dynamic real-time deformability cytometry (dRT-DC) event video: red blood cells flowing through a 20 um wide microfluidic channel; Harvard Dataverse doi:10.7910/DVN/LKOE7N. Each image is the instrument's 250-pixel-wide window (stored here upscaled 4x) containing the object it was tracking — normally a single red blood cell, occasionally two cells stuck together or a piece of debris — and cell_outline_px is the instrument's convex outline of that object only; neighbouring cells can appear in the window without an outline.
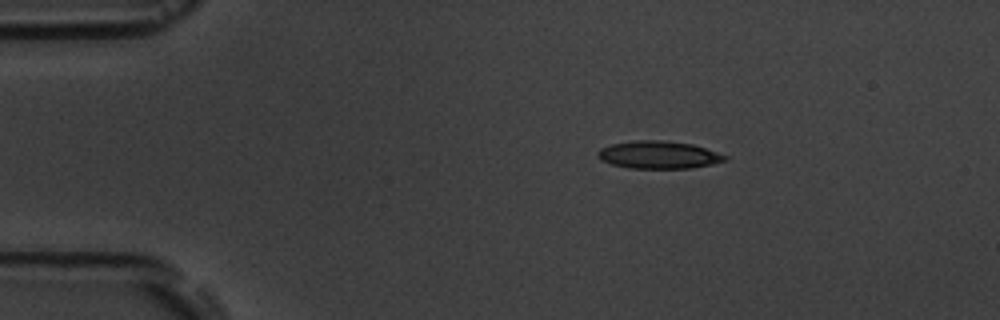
{"species": "common noctule bat (a hibernating species)", "species_latin": "Nyctalus noctula", "temperature_condition": "room temperature", "stored_images_in_passage": 5, "camera_frame_rate_fps": 3000, "um_per_image_px": 0.085, "animal": {"sex": "male", "body_mass_g": 19.5, "forearm_length_mm": 54.6}, "frame": {"image": 1, "passage_image": 1, "time_ms": 0.0, "image_size_px": [1000, 320], "cell_outline_px": [[728, 160], [712, 164], [692, 168], [628, 168], [612, 164], [600, 160], [596, 156], [596, 152], [600, 148], [612, 144], [636, 140], [656, 140], [692, 144], [728, 156]], "centroid_in_image_um": [55.95, 13.17], "position_along_channel_um": 29.0, "area_um2": 20.4}}
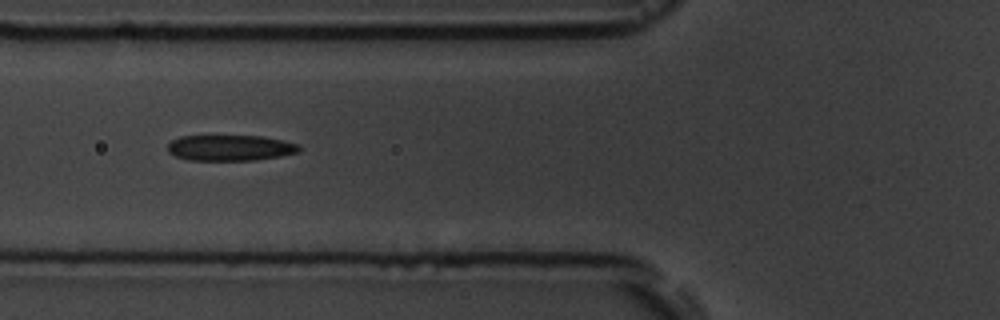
{"frame": {"image": 2, "passage_image": 4, "time_ms": 3.667, "image_size_px": [1000, 320], "cell_outline_px": [[300, 152], [280, 156], [256, 160], [188, 160], [176, 156], [168, 152], [168, 144], [172, 140], [180, 136], [264, 136], [284, 140], [300, 144]], "centroid_in_image_um": [19.6, 12.56], "position_along_channel_um": 106.2, "area_um2": 19.88}}
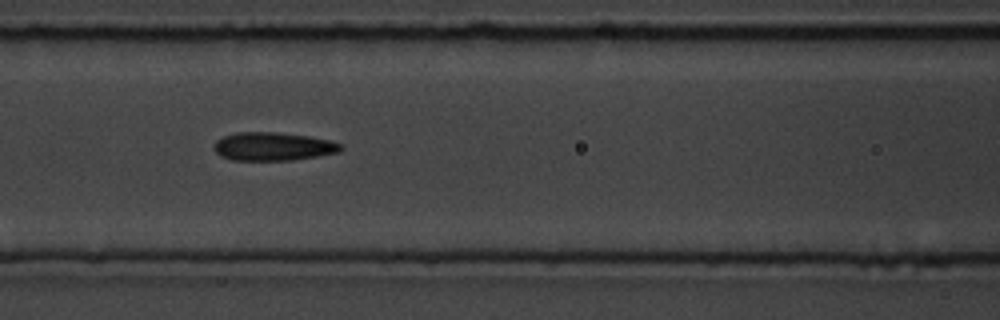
{"frame": {"image": 3, "passage_image": 5, "time_ms": 4.667, "image_size_px": [1000, 320], "cell_outline_px": [[344, 148], [340, 152], [320, 156], [292, 160], [232, 160], [220, 156], [212, 148], [216, 140], [224, 136], [236, 132], [276, 132], [308, 136], [328, 140], [340, 144]], "centroid_in_image_um": [23.2, 12.45], "position_along_channel_um": 143.4, "area_um2": 21.04}}